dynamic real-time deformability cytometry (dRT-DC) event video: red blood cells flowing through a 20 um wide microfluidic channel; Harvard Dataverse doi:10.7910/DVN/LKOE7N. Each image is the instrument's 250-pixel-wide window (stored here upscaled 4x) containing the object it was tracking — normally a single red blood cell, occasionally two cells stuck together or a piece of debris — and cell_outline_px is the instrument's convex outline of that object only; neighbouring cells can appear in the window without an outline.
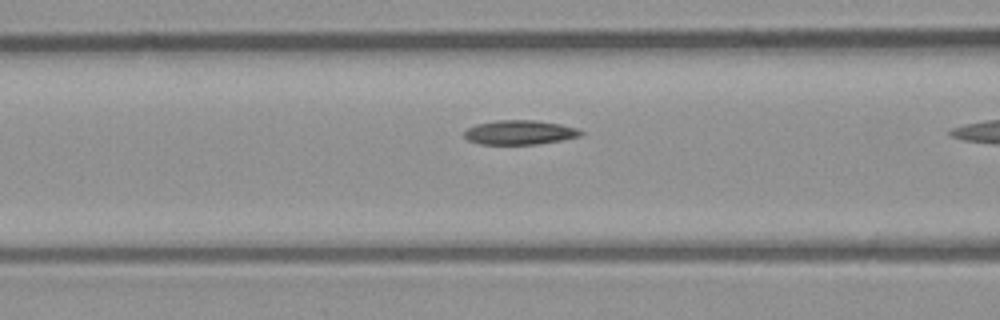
{"species": "common noctule bat (a hibernating species)", "species_latin": "Nyctalus noctula", "temperature_condition": "room temperature", "stored_images_in_passage": 7, "camera_frame_rate_fps": 3000, "um_per_image_px": 0.085, "animal": {"sex": "male", "body_mass_g": 23.1, "forearm_length_mm": 52.7}, "frame": {"image": 1, "passage_image": 6, "time_ms": 1.667, "image_size_px": [1000, 320], "cell_outline_px": [[584, 132], [580, 136], [560, 140], [536, 144], [480, 144], [468, 140], [464, 136], [464, 132], [468, 128], [476, 124], [496, 120], [536, 120], [560, 124], [576, 128]], "centroid_in_image_um": [44.15, 11.25], "position_along_channel_um": 122.4, "area_um2": 16.42}}